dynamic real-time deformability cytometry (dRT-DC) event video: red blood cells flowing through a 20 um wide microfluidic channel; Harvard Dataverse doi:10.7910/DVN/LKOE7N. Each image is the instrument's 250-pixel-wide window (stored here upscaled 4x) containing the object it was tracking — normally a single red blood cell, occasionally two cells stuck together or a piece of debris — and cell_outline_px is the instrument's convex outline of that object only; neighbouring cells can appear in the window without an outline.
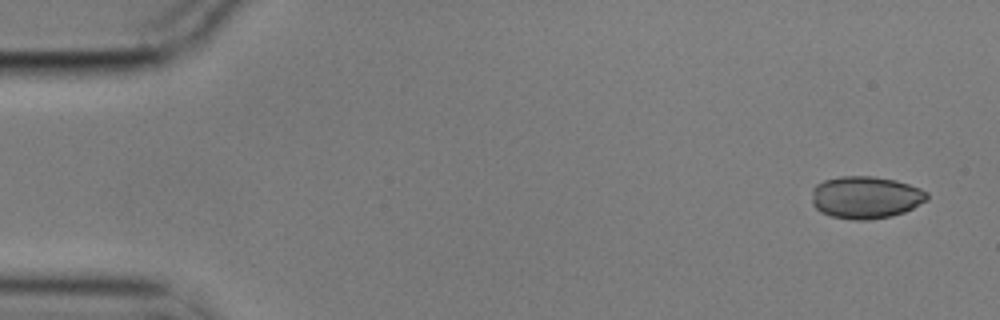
{"species": "common noctule bat (a hibernating species)", "species_latin": "Nyctalus noctula", "temperature_condition": "cold", "stored_images_in_passage": 9, "camera_frame_rate_fps": 3000, "um_per_image_px": 0.085, "animal": {"sex": "male", "body_mass_g": 17.9}, "frame": {"image": 1, "passage_image": 1, "time_ms": 0.0, "image_size_px": [1000, 320], "cell_outline_px": [[928, 200], [904, 212], [892, 216], [868, 220], [852, 220], [832, 216], [820, 212], [812, 204], [812, 188], [816, 184], [824, 180], [840, 176], [872, 176], [896, 180], [920, 188], [928, 192]], "centroid_in_image_um": [73.57, 16.77], "position_along_channel_um": 11.4, "area_um2": 28.67}}
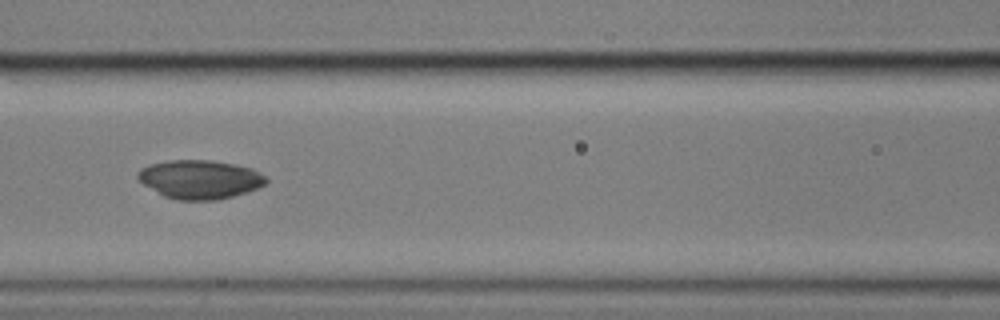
{"frame": {"image": 2, "passage_image": 7, "time_ms": 2.0, "image_size_px": [1000, 320], "cell_outline_px": [[268, 180], [264, 184], [248, 192], [216, 200], [176, 200], [164, 196], [144, 184], [136, 176], [136, 172], [140, 168], [148, 164], [168, 160], [212, 160], [236, 164], [252, 168], [264, 176]], "centroid_in_image_um": [16.96, 15.23], "position_along_channel_um": 149.6, "area_um2": 29.02}}
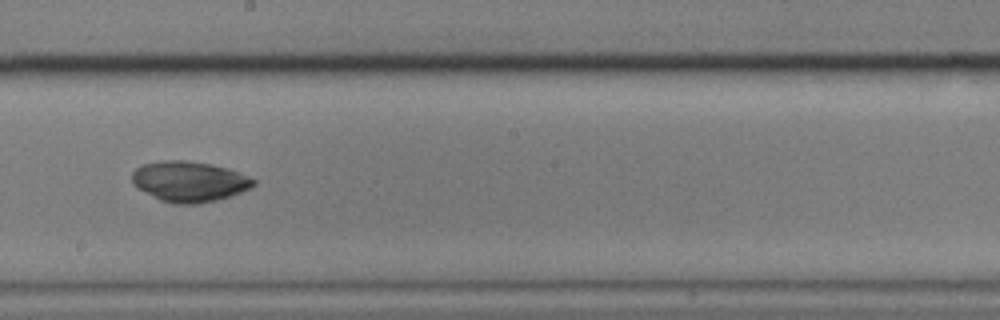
{"frame": {"image": 3, "passage_image": 9, "time_ms": 2.667, "image_size_px": [1000, 320], "cell_outline_px": [[256, 184], [252, 188], [216, 200], [196, 204], [172, 204], [160, 200], [136, 188], [132, 184], [132, 172], [140, 164], [164, 160], [184, 160], [208, 164], [228, 168], [248, 176], [256, 180]], "centroid_in_image_um": [16.05, 15.43], "position_along_channel_um": 232.1, "area_um2": 28.78}}